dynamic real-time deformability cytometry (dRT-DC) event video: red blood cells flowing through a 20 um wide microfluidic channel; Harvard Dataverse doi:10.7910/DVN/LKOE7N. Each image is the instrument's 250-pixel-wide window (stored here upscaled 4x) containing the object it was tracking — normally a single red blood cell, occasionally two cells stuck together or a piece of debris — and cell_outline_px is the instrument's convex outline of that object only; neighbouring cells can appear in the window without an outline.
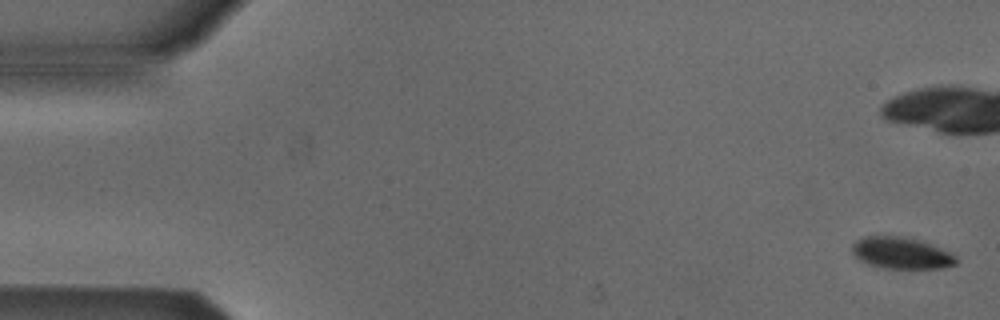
{"species": "Egyptian fruit bat (a non-hibernating species)", "species_latin": "Rousettus aegyptiacus", "temperature_condition": "cold", "stored_images_in_passage": 7, "camera_frame_rate_fps": 3000, "um_per_image_px": 0.085, "animal": {"sex": "male"}, "frame": {"image": 1, "passage_image": 1, "time_ms": 0.0, "image_size_px": [1000, 320], "cell_outline_px": [[960, 260], [956, 264], [940, 268], [884, 268], [868, 264], [860, 260], [852, 252], [852, 244], [856, 240], [864, 236], [900, 236], [920, 240], [940, 248], [956, 256]], "centroid_in_image_um": [76.6, 21.5], "position_along_channel_um": 8.4, "area_um2": 19.07}}